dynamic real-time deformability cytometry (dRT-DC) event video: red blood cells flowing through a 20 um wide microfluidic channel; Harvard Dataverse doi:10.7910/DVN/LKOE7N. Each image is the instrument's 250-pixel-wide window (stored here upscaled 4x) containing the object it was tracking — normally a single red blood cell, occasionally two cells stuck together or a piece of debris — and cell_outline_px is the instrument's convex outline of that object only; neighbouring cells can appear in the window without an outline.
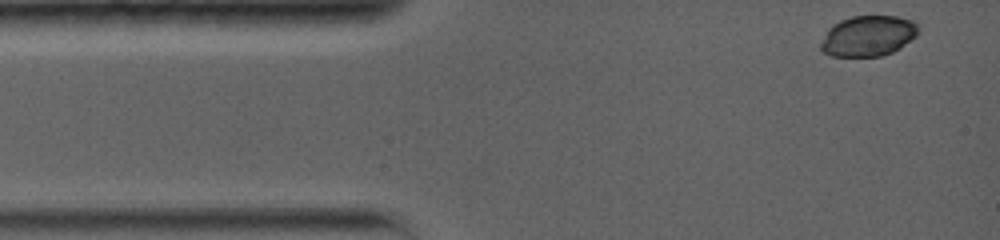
{"species": "common noctule bat (a hibernating species)", "species_latin": "Nyctalus noctula", "temperature_condition": "warm", "stored_images_in_passage": 10, "camera_frame_rate_fps": 5000, "um_per_image_px": 0.085, "animal": {"sex": "female", "body_mass_g": 19.0, "forearm_length_mm": 56.7}, "frame": {"image": 1, "passage_image": 1, "time_ms": 0.0, "image_size_px": [1000, 240], "cell_outline_px": [[920, 32], [916, 36], [900, 48], [892, 52], [880, 56], [832, 56], [824, 52], [820, 48], [820, 44], [828, 28], [832, 24], [840, 20], [852, 16], [896, 16], [916, 20], [920, 24]], "centroid_in_image_um": [73.84, 3.03], "position_along_channel_um": 11.2, "area_um2": 23.41}}
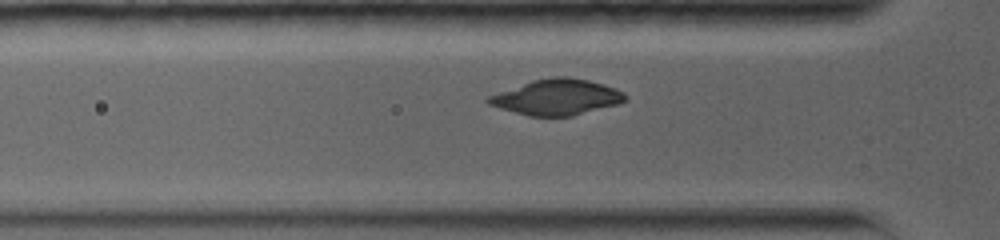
{"frame": {"image": 2, "passage_image": 7, "time_ms": 3.4, "image_size_px": [1000, 240], "cell_outline_px": [[628, 100], [616, 104], [572, 116], [528, 116], [500, 108], [488, 104], [484, 100], [488, 96], [532, 80], [552, 76], [568, 76], [588, 80], [604, 84], [616, 88], [624, 92]], "centroid_in_image_um": [47.32, 8.25], "position_along_channel_um": 78.5, "area_um2": 28.44}}
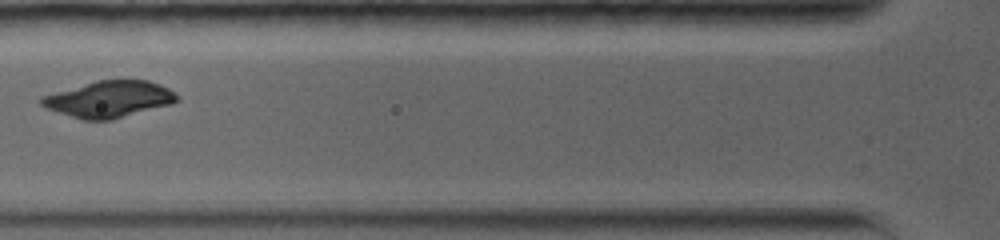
{"frame": {"image": 3, "passage_image": 9, "time_ms": 4.4, "image_size_px": [1000, 240], "cell_outline_px": [[180, 100], [172, 104], [112, 120], [84, 120], [48, 108], [40, 104], [40, 96], [96, 80], [148, 80], [168, 88]], "centroid_in_image_um": [9.28, 8.43], "position_along_channel_um": 116.5, "area_um2": 28.55}}